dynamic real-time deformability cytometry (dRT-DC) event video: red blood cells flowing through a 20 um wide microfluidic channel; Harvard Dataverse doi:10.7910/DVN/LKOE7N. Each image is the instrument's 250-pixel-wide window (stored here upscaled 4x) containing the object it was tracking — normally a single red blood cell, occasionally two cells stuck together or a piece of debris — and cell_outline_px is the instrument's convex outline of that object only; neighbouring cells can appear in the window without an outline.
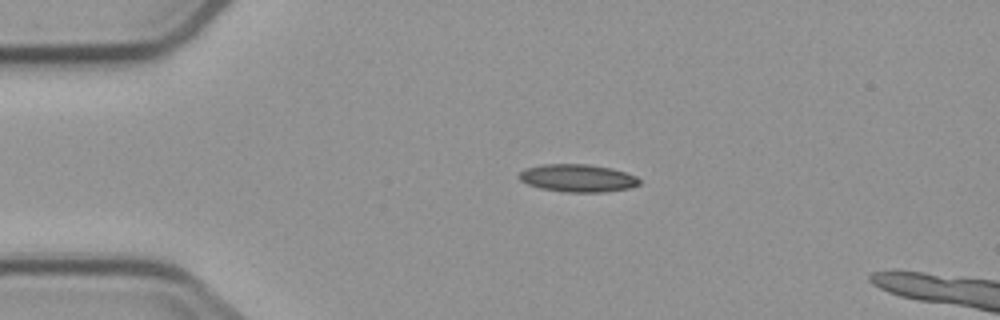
{"species": "common noctule bat (a hibernating species)", "species_latin": "Nyctalus noctula", "temperature_condition": "cold", "stored_images_in_passage": 4, "camera_frame_rate_fps": 3000, "um_per_image_px": 0.085, "animal": {"sex": "male", "body_mass_g": 23.1, "forearm_length_mm": 52.7}, "frame": {"image": 1, "passage_image": 3, "time_ms": 2.333, "image_size_px": [1000, 320], "cell_outline_px": [[640, 184], [628, 188], [604, 192], [568, 192], [540, 188], [528, 184], [520, 180], [520, 172], [524, 168], [544, 164], [588, 164], [612, 168], [636, 176], [640, 180]], "centroid_in_image_um": [49.1, 15.13], "position_along_channel_um": 35.9, "area_um2": 19.31}}